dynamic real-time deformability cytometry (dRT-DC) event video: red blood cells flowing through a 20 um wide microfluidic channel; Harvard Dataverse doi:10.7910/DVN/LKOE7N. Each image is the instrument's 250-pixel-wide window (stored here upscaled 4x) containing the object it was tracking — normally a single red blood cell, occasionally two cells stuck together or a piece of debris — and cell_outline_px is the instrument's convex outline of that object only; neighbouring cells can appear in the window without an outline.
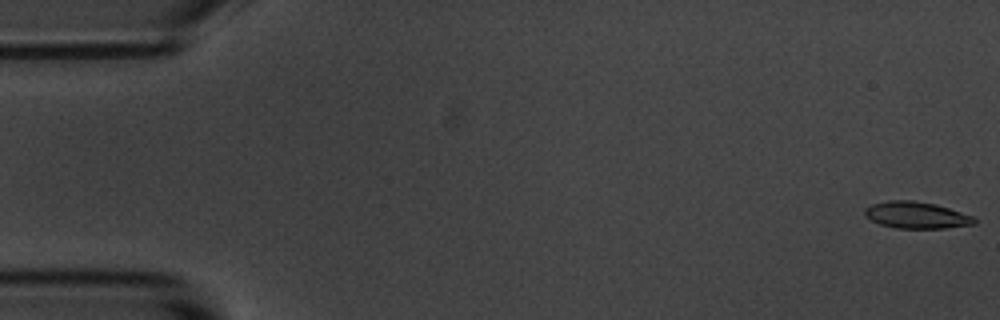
{"species": "common noctule bat (a hibernating species)", "species_latin": "Nyctalus noctula", "temperature_condition": "room temperature", "stored_images_in_passage": 56, "camera_frame_rate_fps": 3000, "um_per_image_px": 0.085, "animal": {"sex": "male", "body_mass_g": 20.1, "forearm_length_mm": 53.5}, "frame": {"image": 1, "passage_image": 1, "time_ms": 0.0, "image_size_px": [1000, 320], "cell_outline_px": [[976, 224], [944, 228], [896, 228], [880, 224], [864, 216], [864, 208], [872, 204], [888, 200], [912, 200], [936, 204], [972, 216], [976, 220]], "centroid_in_image_um": [77.86, 18.28], "position_along_channel_um": 7.1, "area_um2": 16.99}}
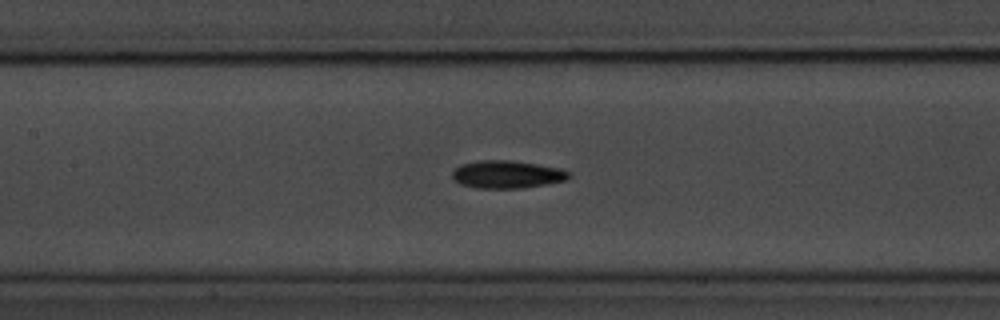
{"frame": {"image": 2, "passage_image": 25, "time_ms": 8.0, "image_size_px": [1000, 320], "cell_outline_px": [[572, 176], [568, 180], [520, 188], [476, 188], [460, 184], [452, 176], [452, 172], [460, 164], [476, 160], [508, 160], [536, 164], [560, 168], [568, 172]], "centroid_in_image_um": [43.08, 14.82], "position_along_channel_um": 164.3, "area_um2": 18.79}}
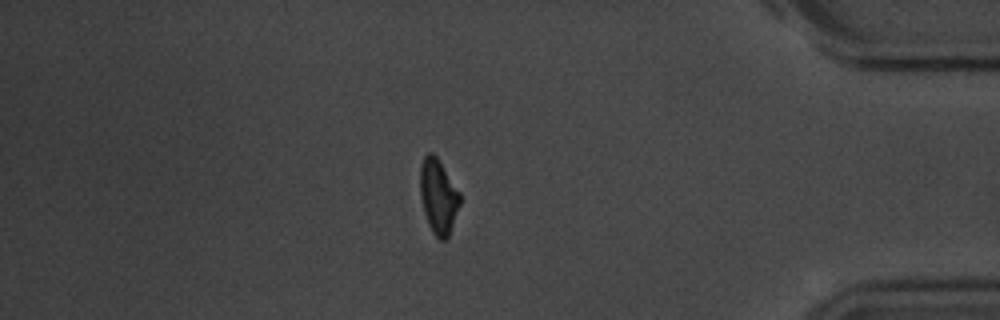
{"frame": {"image": 3, "passage_image": 47, "time_ms": 15.333, "image_size_px": [1000, 320], "cell_outline_px": [[460, 204], [448, 240], [440, 240], [432, 232], [428, 224], [424, 212], [420, 196], [420, 164], [424, 156], [428, 152], [432, 152], [436, 156], [460, 192]], "centroid_in_image_um": [37.25, 16.71], "position_along_channel_um": 397.9, "area_um2": 17.46}, "authors_computed_cell_mechanics": {"area_um2": 17.7157, "velocity_mm_per_s": 3.6699, "shape_relaxation_time_tau1_ms": 3.2999, "shape_relaxation_time_tau2_ms": 6.935, "deformation_change_tau1": 0.1133, "deformation_change_tau2": 0.1494}}